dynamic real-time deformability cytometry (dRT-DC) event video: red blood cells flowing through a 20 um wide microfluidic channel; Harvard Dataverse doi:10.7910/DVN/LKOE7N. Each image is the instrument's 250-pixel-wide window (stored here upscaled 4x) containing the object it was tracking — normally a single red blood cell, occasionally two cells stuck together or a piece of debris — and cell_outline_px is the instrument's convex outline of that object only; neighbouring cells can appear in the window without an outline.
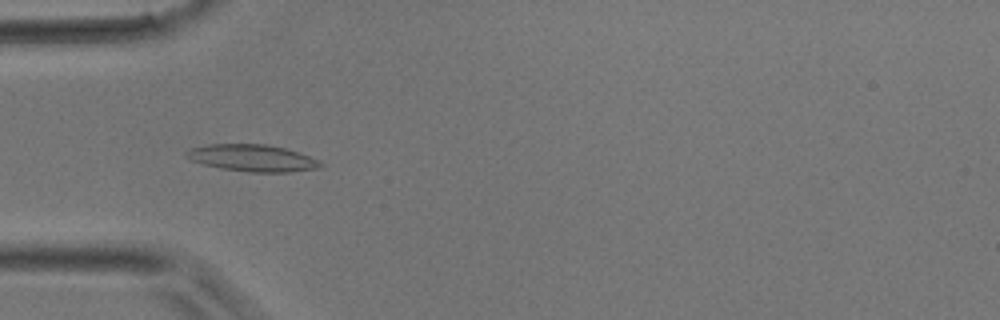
{"species": "common noctule bat (a hibernating species)", "species_latin": "Nyctalus noctula", "temperature_condition": "room temperature", "stored_images_in_passage": 3, "camera_frame_rate_fps": 3000, "um_per_image_px": 0.085, "animal": {"sex": "male", "body_mass_g": 17.9}, "frame": {"image": 1, "passage_image": 2, "time_ms": 2.0, "image_size_px": [1000, 320], "cell_outline_px": [[324, 164], [320, 168], [288, 172], [248, 172], [224, 168], [204, 164], [188, 160], [184, 156], [184, 152], [188, 148], [208, 144], [268, 144], [284, 148], [320, 160]], "centroid_in_image_um": [21.41, 13.42], "position_along_channel_um": 63.6, "area_um2": 21.1}}
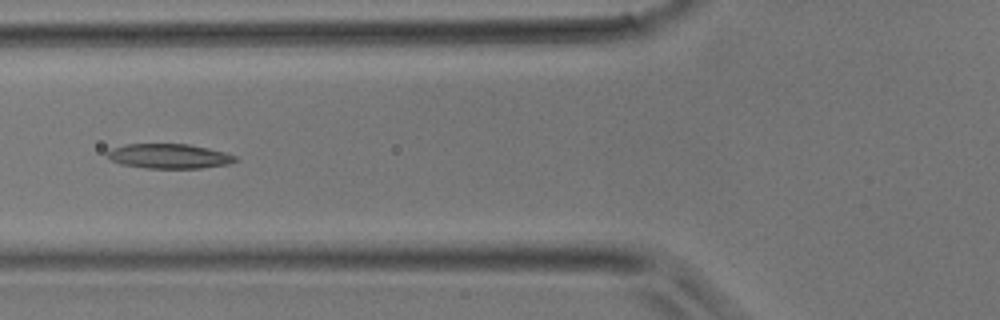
{"frame": {"image": 2, "passage_image": 3, "time_ms": 3.0, "image_size_px": [1000, 320], "cell_outline_px": [[240, 160], [228, 164], [200, 168], [144, 168], [120, 164], [112, 160], [108, 156], [108, 152], [112, 148], [124, 144], [188, 144], [208, 148], [224, 152], [236, 156]], "centroid_in_image_um": [14.39, 13.27], "position_along_channel_um": 111.4, "area_um2": 18.38}}